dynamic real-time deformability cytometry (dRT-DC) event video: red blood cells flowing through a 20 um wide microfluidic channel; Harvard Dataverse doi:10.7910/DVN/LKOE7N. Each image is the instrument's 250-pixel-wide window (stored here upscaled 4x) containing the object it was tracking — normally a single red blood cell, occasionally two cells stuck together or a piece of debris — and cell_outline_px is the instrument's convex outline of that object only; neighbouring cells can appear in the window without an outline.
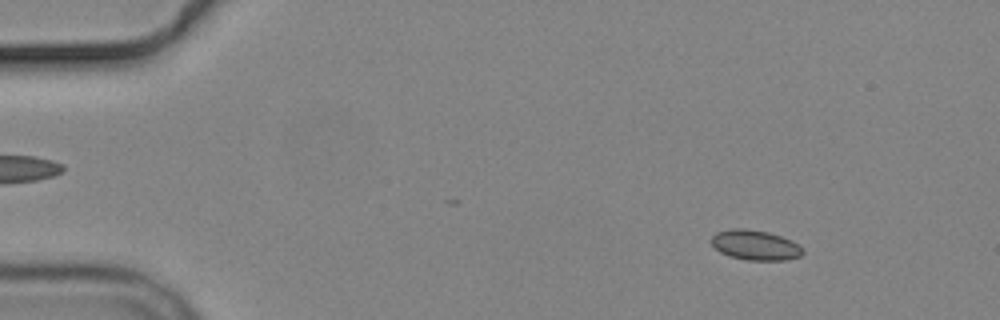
{"species": "common noctule bat (a hibernating species)", "species_latin": "Nyctalus noctula", "temperature_condition": "cold", "stored_images_in_passage": 5, "camera_frame_rate_fps": 3000, "um_per_image_px": 0.085, "animal": {"sex": "male", "body_mass_g": 19.2, "forearm_length_mm": 51.8}, "frame": {"image": 1, "passage_image": 2, "time_ms": 1.333, "image_size_px": [1000, 320], "cell_outline_px": [[804, 252], [800, 256], [784, 260], [748, 260], [728, 256], [720, 252], [712, 244], [712, 236], [716, 232], [732, 228], [744, 228], [768, 232], [792, 240], [800, 244], [804, 248]], "centroid_in_image_um": [64.22, 20.83], "position_along_channel_um": 20.8, "area_um2": 16.07}}
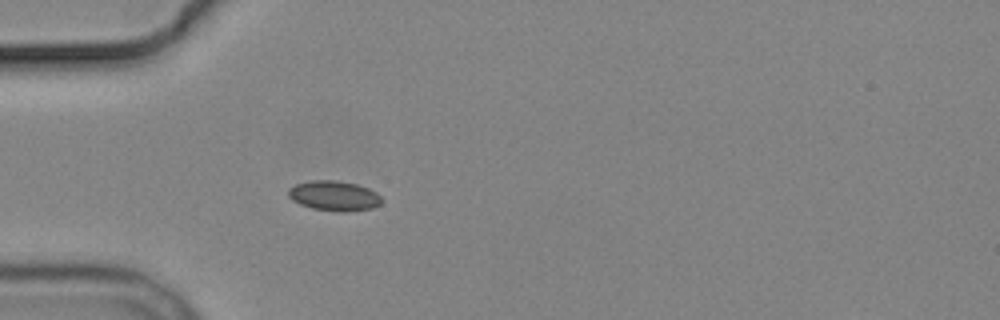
{"frame": {"image": 2, "passage_image": 5, "time_ms": 4.667, "image_size_px": [1000, 320], "cell_outline_px": [[384, 200], [380, 204], [372, 208], [348, 212], [340, 212], [312, 208], [300, 204], [292, 200], [288, 196], [288, 188], [296, 184], [312, 180], [336, 180], [356, 184], [368, 188], [376, 192]], "centroid_in_image_um": [28.41, 16.64], "position_along_channel_um": 56.6, "area_um2": 16.42}}